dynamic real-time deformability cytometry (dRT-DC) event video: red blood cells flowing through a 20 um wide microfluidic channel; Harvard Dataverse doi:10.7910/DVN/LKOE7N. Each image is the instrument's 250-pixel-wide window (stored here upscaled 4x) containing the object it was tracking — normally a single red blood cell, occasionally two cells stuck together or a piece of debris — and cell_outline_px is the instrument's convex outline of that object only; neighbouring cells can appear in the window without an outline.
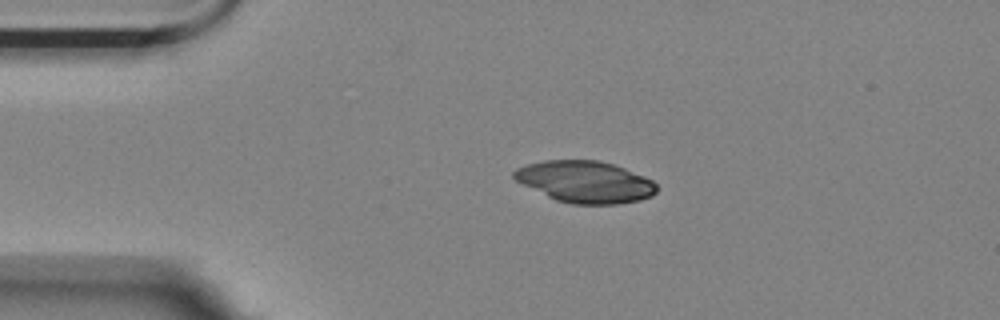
{"species": "Egyptian fruit bat (a non-hibernating species)", "species_latin": "Rousettus aegyptiacus", "temperature_condition": "room temperature", "stored_images_in_passage": 45, "camera_frame_rate_fps": 3000, "um_per_image_px": 0.085, "animal": {"sex": "female"}, "frame": {"image": 1, "passage_image": 1, "time_ms": 0.0, "image_size_px": [1000, 320], "cell_outline_px": [[656, 192], [652, 196], [640, 200], [616, 204], [572, 204], [556, 200], [516, 180], [512, 176], [512, 172], [516, 168], [528, 164], [544, 160], [600, 160], [624, 168], [644, 176], [652, 180], [656, 184]], "centroid_in_image_um": [49.75, 15.45], "position_along_channel_um": 35.3, "area_um2": 34.45}}
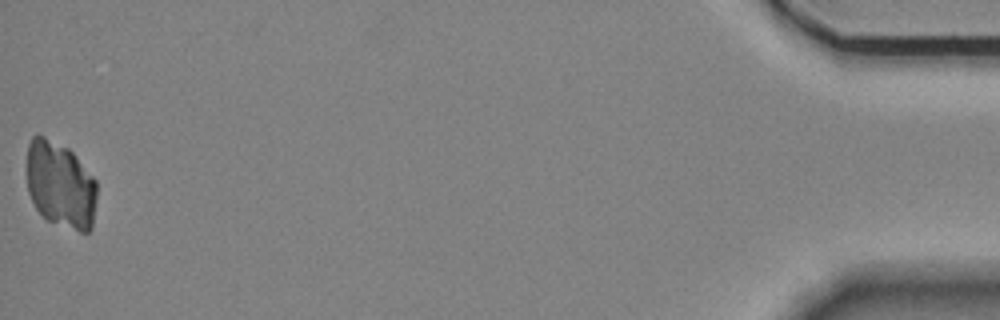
{"frame": {"image": 2, "passage_image": 45, "time_ms": 14.667, "image_size_px": [1000, 320], "cell_outline_px": [[96, 200], [92, 228], [88, 232], [80, 232], [48, 220], [36, 208], [28, 192], [28, 144], [32, 136], [44, 136], [68, 148], [72, 152], [96, 180]], "centroid_in_image_um": [5.16, 15.72], "position_along_channel_um": 430.0, "area_um2": 35.03}}